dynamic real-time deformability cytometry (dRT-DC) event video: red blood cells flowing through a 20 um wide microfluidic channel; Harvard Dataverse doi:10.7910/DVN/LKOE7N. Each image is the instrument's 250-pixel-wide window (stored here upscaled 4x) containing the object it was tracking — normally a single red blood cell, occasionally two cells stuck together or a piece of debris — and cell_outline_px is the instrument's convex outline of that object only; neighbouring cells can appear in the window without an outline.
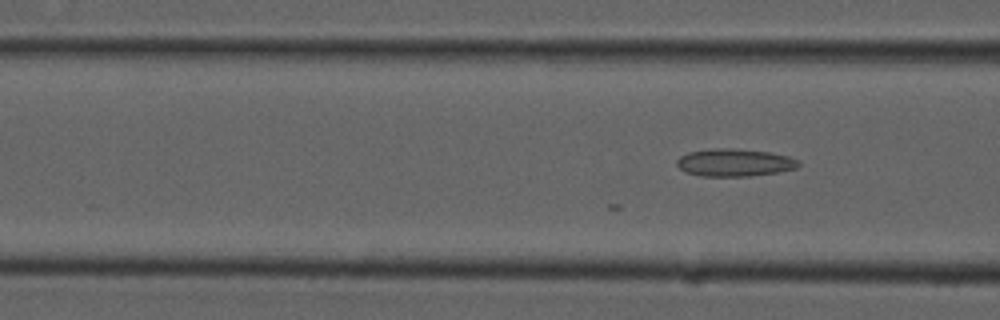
{"species": "common noctule bat (a hibernating species)", "species_latin": "Nyctalus noctula", "temperature_condition": "cold", "stored_images_in_passage": 23, "camera_frame_rate_fps": 3000, "um_per_image_px": 0.085, "animal": {"sex": "male", "forearm_length_mm": 52.5}, "frame": {"image": 1, "passage_image": 3, "time_ms": 0.667, "image_size_px": [1000, 320], "cell_outline_px": [[800, 164], [796, 168], [776, 172], [748, 176], [700, 176], [684, 172], [676, 164], [676, 160], [680, 156], [688, 152], [712, 148], [732, 148], [768, 152], [788, 156], [800, 160]], "centroid_in_image_um": [62.4, 13.81], "position_along_channel_um": 104.2, "area_um2": 19.59}}
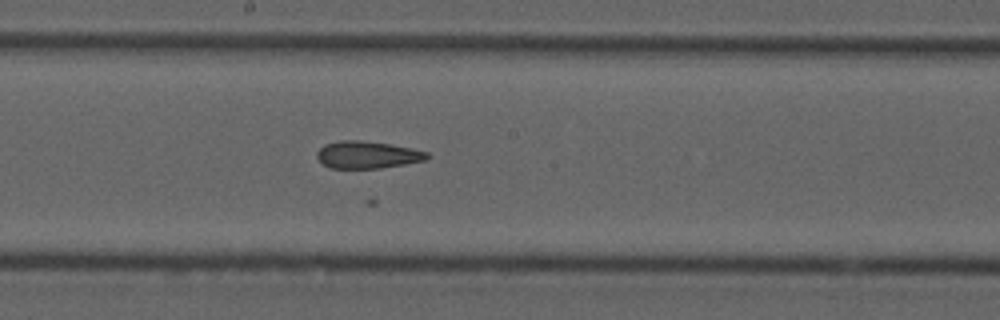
{"frame": {"image": 2, "passage_image": 12, "time_ms": 3.667, "image_size_px": [1000, 320], "cell_outline_px": [[432, 156], [428, 160], [380, 168], [328, 168], [316, 156], [316, 152], [324, 144], [340, 140], [356, 140], [388, 144], [428, 152]], "centroid_in_image_um": [31.22, 13.16], "position_along_channel_um": 217.0, "area_um2": 17.4}}
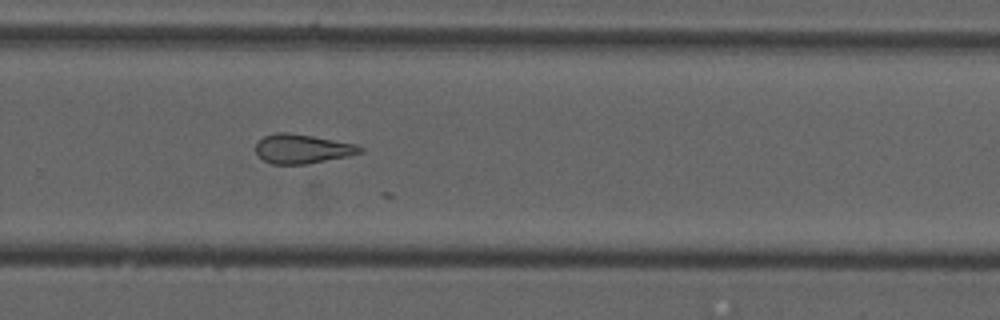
{"frame": {"image": 3, "passage_image": 19, "time_ms": 6.0, "image_size_px": [1000, 320], "cell_outline_px": [[364, 152], [348, 156], [308, 164], [272, 164], [264, 160], [256, 152], [256, 144], [264, 136], [276, 132], [288, 132], [312, 136], [356, 144], [364, 148]], "centroid_in_image_um": [25.72, 12.65], "position_along_channel_um": 304.1, "area_um2": 17.74}}